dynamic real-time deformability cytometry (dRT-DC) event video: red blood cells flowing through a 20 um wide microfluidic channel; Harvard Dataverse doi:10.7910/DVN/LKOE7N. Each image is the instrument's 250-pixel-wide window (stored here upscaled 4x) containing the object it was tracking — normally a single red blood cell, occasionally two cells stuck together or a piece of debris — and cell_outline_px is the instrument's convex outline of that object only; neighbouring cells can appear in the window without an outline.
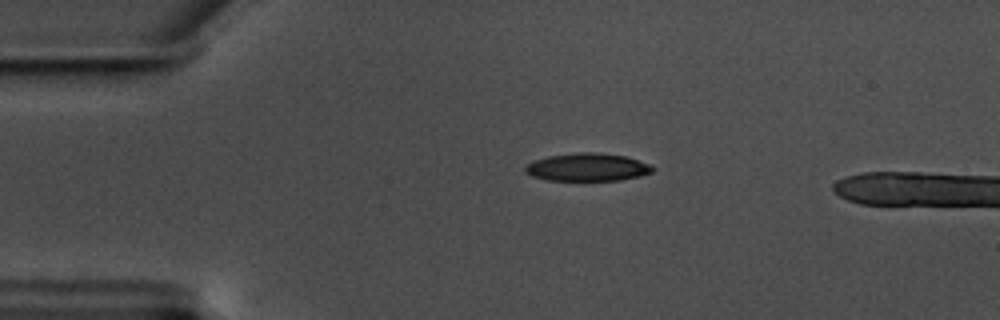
{"species": "common noctule bat (a hibernating species)", "species_latin": "Nyctalus noctula", "temperature_condition": "warm", "stored_images_in_passage": 5, "camera_frame_rate_fps": 3000, "um_per_image_px": 0.085, "animal": {"sex": "male", "body_mass_g": 17.5, "forearm_length_mm": 52.3}, "frame": {"image": 1, "passage_image": 1, "time_ms": 0.0, "image_size_px": [1000, 320], "cell_outline_px": [[656, 168], [652, 172], [640, 176], [620, 180], [548, 180], [532, 176], [524, 172], [524, 168], [532, 160], [548, 156], [580, 152], [600, 152], [624, 156], [648, 164]], "centroid_in_image_um": [49.9, 14.21], "position_along_channel_um": 35.1, "area_um2": 20.63}}